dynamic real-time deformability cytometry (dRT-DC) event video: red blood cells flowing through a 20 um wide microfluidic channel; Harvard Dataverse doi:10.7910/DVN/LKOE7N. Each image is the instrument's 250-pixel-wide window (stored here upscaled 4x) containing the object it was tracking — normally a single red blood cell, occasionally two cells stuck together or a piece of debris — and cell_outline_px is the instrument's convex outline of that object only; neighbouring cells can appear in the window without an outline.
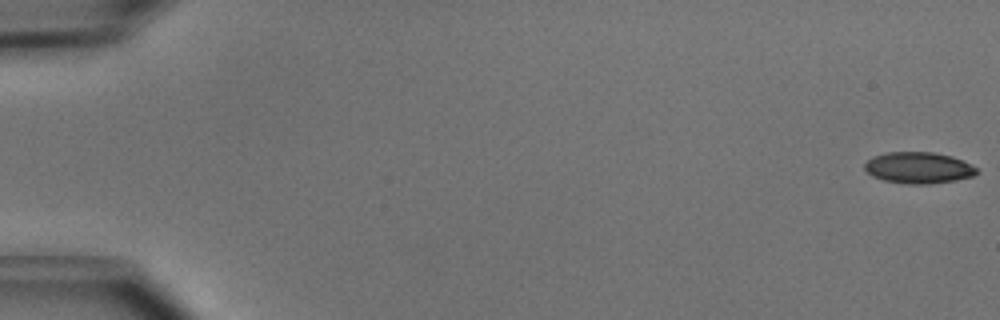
{"species": "common noctule bat (a hibernating species)", "species_latin": "Nyctalus noctula", "temperature_condition": "cold", "stored_images_in_passage": 51, "camera_frame_rate_fps": 3000, "um_per_image_px": 0.085, "animal": {"sex": "male", "body_mass_g": 15.6}, "frame": {"image": 1, "passage_image": 1, "time_ms": 0.0, "image_size_px": [1000, 320], "cell_outline_px": [[980, 172], [972, 176], [956, 180], [928, 184], [904, 184], [884, 180], [872, 176], [864, 168], [864, 164], [872, 156], [888, 152], [932, 152], [952, 156], [976, 168]], "centroid_in_image_um": [78.04, 14.26], "position_along_channel_um": 7.0, "area_um2": 20.4}}
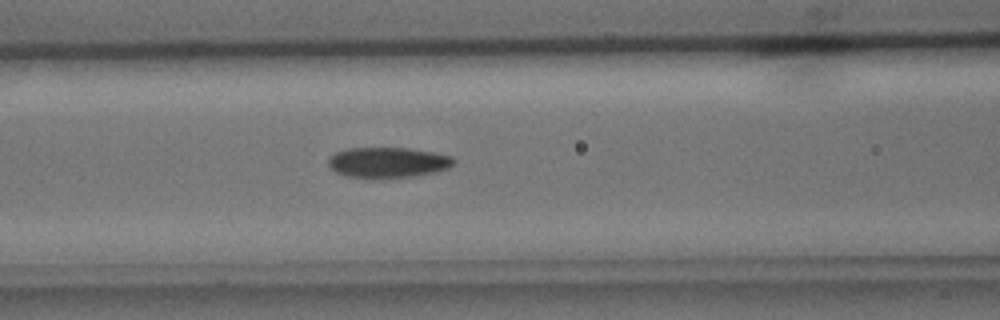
{"frame": {"image": 2, "passage_image": 22, "time_ms": 7.0, "image_size_px": [1000, 320], "cell_outline_px": [[456, 160], [448, 168], [416, 176], [372, 180], [368, 180], [344, 176], [328, 168], [328, 156], [336, 152], [348, 148], [408, 148], [432, 152], [452, 156]], "centroid_in_image_um": [32.88, 13.84], "position_along_channel_um": 133.7, "area_um2": 22.89}}
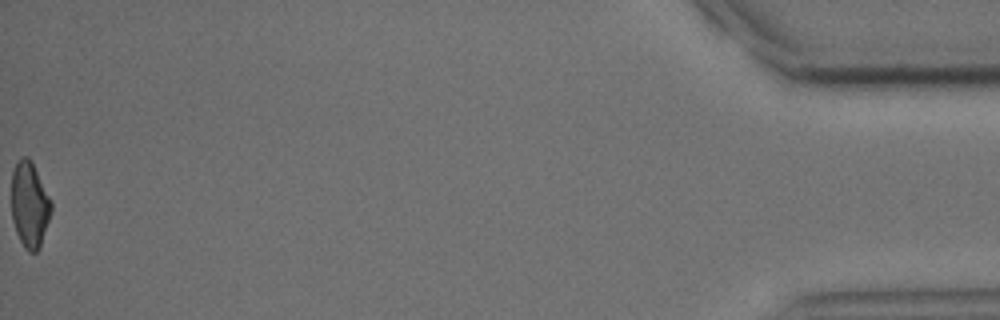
{"frame": {"image": 3, "passage_image": 51, "time_ms": 16.667, "image_size_px": [1000, 320], "cell_outline_px": [[52, 212], [40, 248], [36, 252], [28, 252], [24, 248], [16, 232], [12, 220], [12, 172], [20, 156], [28, 156], [32, 160], [52, 200]], "centroid_in_image_um": [2.54, 17.39], "position_along_channel_um": 432.7, "area_um2": 20.29}, "authors_computed_cell_mechanics": {"area_um2": 21.5594, "velocity_mm_per_s": 4.0466, "shape_relaxation_time_tau1_ms": 3.3808, "shape_relaxation_time_tau2_ms": null, "deformation_change_tau1": 0.1162, "deformation_change_tau2": null}}